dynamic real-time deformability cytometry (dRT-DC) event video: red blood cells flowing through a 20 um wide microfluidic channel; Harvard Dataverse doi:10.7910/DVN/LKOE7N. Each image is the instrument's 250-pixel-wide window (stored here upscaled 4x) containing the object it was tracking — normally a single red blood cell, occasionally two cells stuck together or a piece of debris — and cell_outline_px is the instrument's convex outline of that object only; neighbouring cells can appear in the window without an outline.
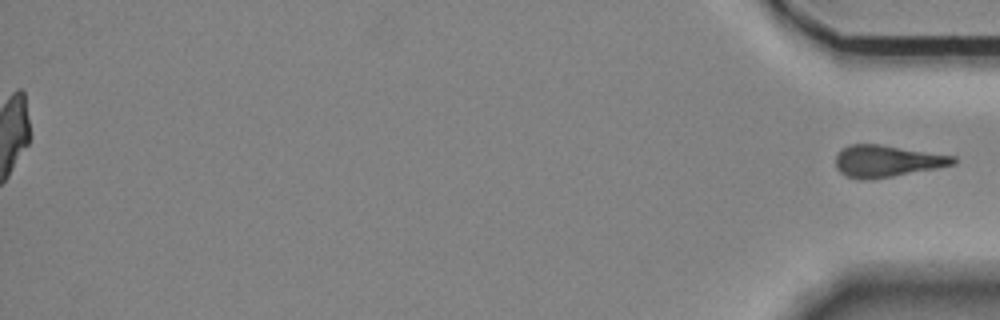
{"species": "Egyptian fruit bat (a non-hibernating species)", "species_latin": "Rousettus aegyptiacus", "temperature_condition": "room temperature", "stored_images_in_passage": 47, "segment_of_instrument_passage": [2, 2], "camera_frame_rate_fps": 3000, "um_per_image_px": 0.085, "animal": {"sex": "female"}, "frame": {"image": 1, "passage_image": 47, "time_ms": 15.333, "image_size_px": [1000, 320], "cell_outline_px": [[956, 164], [936, 168], [872, 180], [860, 180], [848, 176], [840, 172], [836, 168], [836, 156], [844, 148], [852, 144], [880, 144], [956, 156]], "centroid_in_image_um": [75.4, 13.7], "position_along_channel_um": 359.8, "area_um2": 21.73}}